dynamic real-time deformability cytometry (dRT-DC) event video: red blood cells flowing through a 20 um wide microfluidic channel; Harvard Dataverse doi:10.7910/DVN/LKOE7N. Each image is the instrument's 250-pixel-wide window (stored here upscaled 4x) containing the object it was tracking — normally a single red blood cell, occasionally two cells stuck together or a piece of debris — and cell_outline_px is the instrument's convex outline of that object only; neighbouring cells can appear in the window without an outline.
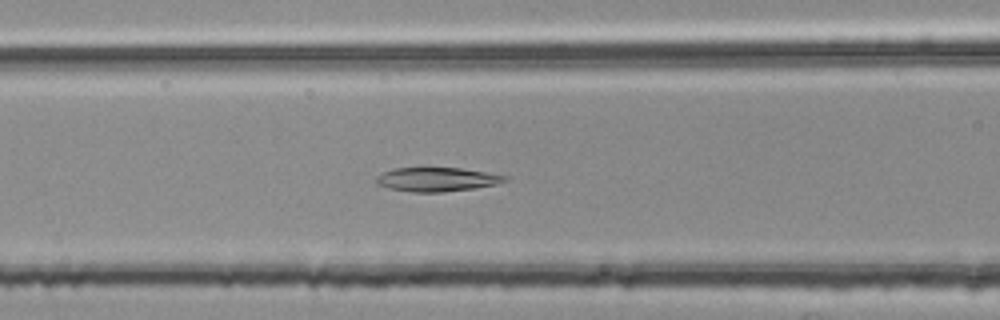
{"species": "common noctule bat (a hibernating species)", "species_latin": "Nyctalus noctula", "temperature_condition": "room temperature", "stored_images_in_passage": 47, "camera_frame_rate_fps": 3000, "um_per_image_px": 0.085, "animal": {"sex": "female", "body_mass_g": 25.1}, "frame": {"image": 1, "passage_image": 21, "time_ms": 6.667, "image_size_px": [1000, 320], "cell_outline_px": [[508, 180], [496, 184], [476, 188], [440, 192], [412, 192], [392, 188], [376, 184], [376, 180], [384, 172], [392, 168], [460, 168], [508, 176]], "centroid_in_image_um": [37.17, 15.25], "position_along_channel_um": 129.4, "area_um2": 17.69}}
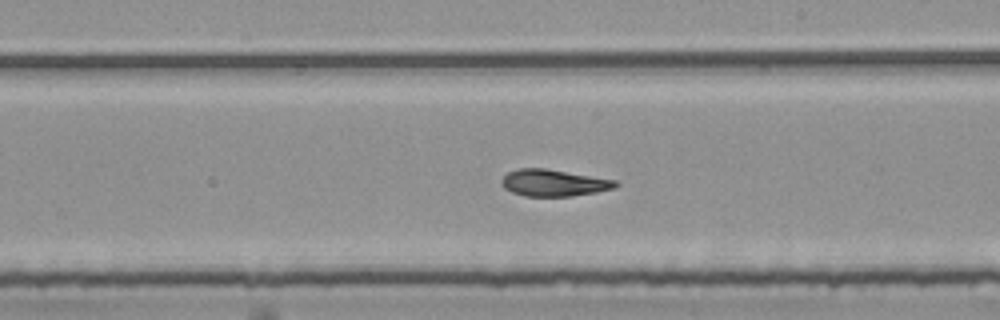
{"frame": {"image": 2, "passage_image": 30, "time_ms": 9.667, "image_size_px": [1000, 320], "cell_outline_px": [[620, 184], [616, 188], [596, 192], [572, 196], [524, 196], [512, 192], [504, 188], [500, 184], [500, 180], [508, 172], [516, 168], [544, 168], [616, 180]], "centroid_in_image_um": [47.05, 15.54], "position_along_channel_um": 242.0, "area_um2": 17.86}}
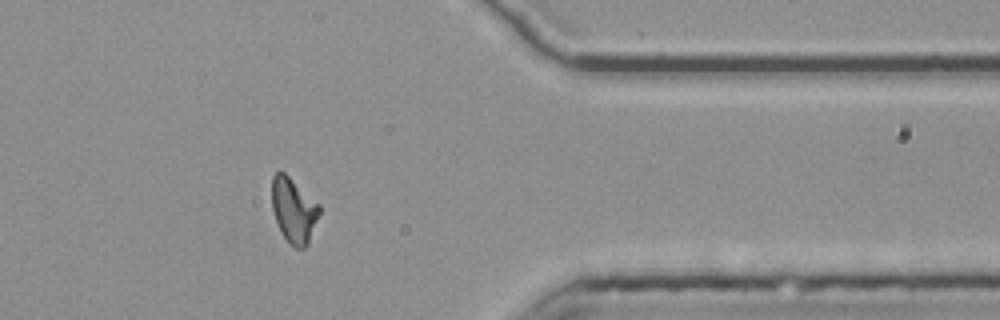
{"frame": {"image": 3, "passage_image": 43, "time_ms": 14.0, "image_size_px": [1000, 320], "cell_outline_px": [[320, 212], [308, 244], [304, 248], [296, 248], [288, 244], [280, 232], [272, 208], [272, 176], [280, 168], [320, 204]], "centroid_in_image_um": [24.96, 17.86], "position_along_channel_um": 386.4, "area_um2": 18.21}, "authors_computed_cell_mechanics": {"area_um2": 18.7272, "velocity_mm_per_s": 3.7589, "shape_relaxation_time_tau1_ms": null, "shape_relaxation_time_tau2_ms": 2.7914, "deformation_change_tau1": null, "deformation_change_tau2": 0.1061}}